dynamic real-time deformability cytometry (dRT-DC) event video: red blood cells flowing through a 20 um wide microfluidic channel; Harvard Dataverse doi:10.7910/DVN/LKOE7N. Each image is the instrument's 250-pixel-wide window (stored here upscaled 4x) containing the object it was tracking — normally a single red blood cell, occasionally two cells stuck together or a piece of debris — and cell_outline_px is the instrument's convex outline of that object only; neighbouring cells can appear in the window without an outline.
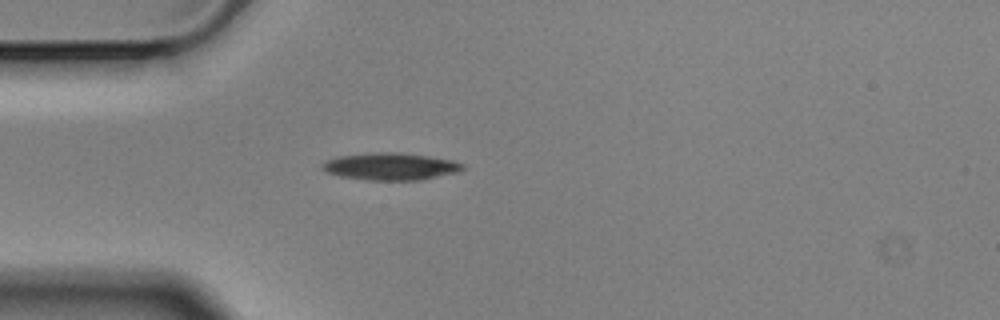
{"species": "Egyptian fruit bat (a non-hibernating species)", "species_latin": "Rousettus aegyptiacus", "temperature_condition": "cold", "stored_images_in_passage": 1, "camera_frame_rate_fps": 3000, "um_per_image_px": 0.085, "animal": {"sex": "male"}, "frame": {"image": 1, "passage_image": 1, "time_ms": 0.0, "image_size_px": [1000, 320], "cell_outline_px": [[464, 168], [460, 172], [420, 180], [368, 180], [340, 176], [328, 172], [320, 168], [320, 164], [336, 156], [372, 152], [400, 152], [428, 156], [452, 160], [464, 164]], "centroid_in_image_um": [33.2, 14.14], "position_along_channel_um": 51.8, "area_um2": 22.43}}